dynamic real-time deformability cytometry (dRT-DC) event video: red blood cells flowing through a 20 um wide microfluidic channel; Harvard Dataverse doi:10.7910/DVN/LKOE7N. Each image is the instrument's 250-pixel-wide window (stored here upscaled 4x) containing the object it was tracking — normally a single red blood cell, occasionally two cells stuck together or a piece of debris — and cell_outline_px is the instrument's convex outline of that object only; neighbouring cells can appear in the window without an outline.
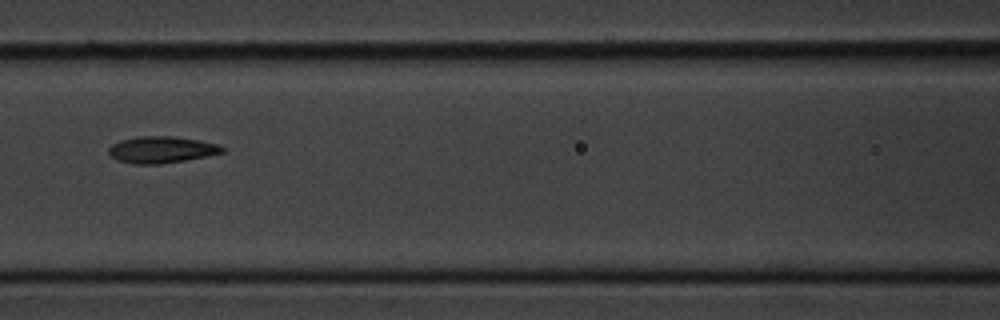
{"species": "common noctule bat (a hibernating species)", "species_latin": "Nyctalus noctula", "temperature_condition": "cold", "stored_images_in_passage": 11, "segment_of_instrument_passage": [1, 2], "camera_frame_rate_fps": 3000, "um_per_image_px": 0.085, "animal": {"sex": "male", "body_mass_g": 20.1, "forearm_length_mm": 53.5}, "frame": {"image": 1, "passage_image": 7, "time_ms": 7.0, "image_size_px": [1000, 320], "cell_outline_px": [[224, 152], [184, 160], [160, 164], [132, 164], [116, 160], [108, 152], [108, 148], [112, 144], [120, 140], [136, 136], [172, 136], [200, 140], [220, 144], [224, 148]], "centroid_in_image_um": [13.7, 12.71], "position_along_channel_um": 152.9, "area_um2": 17.69}}
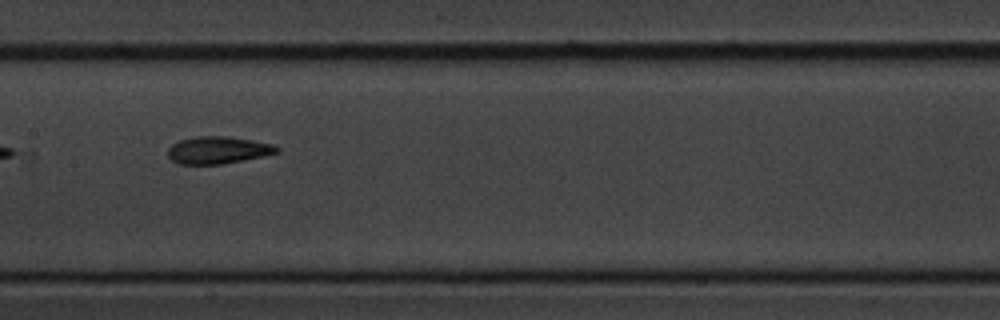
{"frame": {"image": 2, "passage_image": 8, "time_ms": 8.0, "image_size_px": [1000, 320], "cell_outline_px": [[280, 152], [264, 156], [220, 164], [176, 164], [168, 156], [168, 148], [172, 144], [180, 140], [196, 136], [228, 136], [252, 140], [272, 144], [280, 148]], "centroid_in_image_um": [18.52, 12.75], "position_along_channel_um": 188.9, "area_um2": 17.34}}
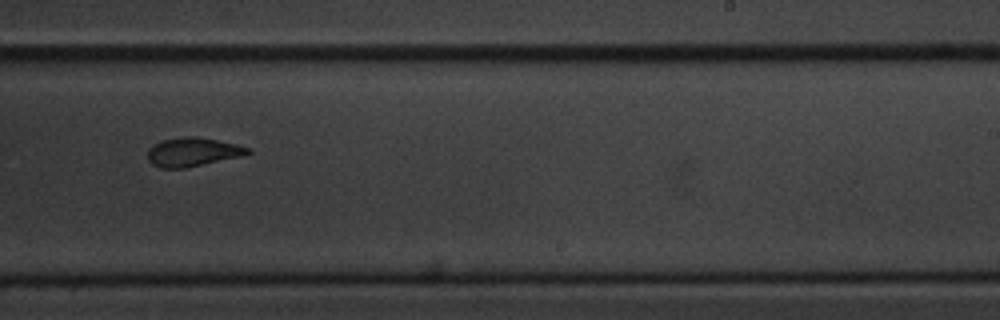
{"frame": {"image": 3, "passage_image": 10, "time_ms": 10.333, "image_size_px": [1000, 320], "cell_outline_px": [[252, 152], [244, 156], [184, 168], [160, 168], [152, 164], [148, 160], [148, 148], [164, 140], [184, 136], [196, 136], [236, 144], [252, 148]], "centroid_in_image_um": [16.42, 12.92], "position_along_channel_um": 272.6, "area_um2": 16.82}}